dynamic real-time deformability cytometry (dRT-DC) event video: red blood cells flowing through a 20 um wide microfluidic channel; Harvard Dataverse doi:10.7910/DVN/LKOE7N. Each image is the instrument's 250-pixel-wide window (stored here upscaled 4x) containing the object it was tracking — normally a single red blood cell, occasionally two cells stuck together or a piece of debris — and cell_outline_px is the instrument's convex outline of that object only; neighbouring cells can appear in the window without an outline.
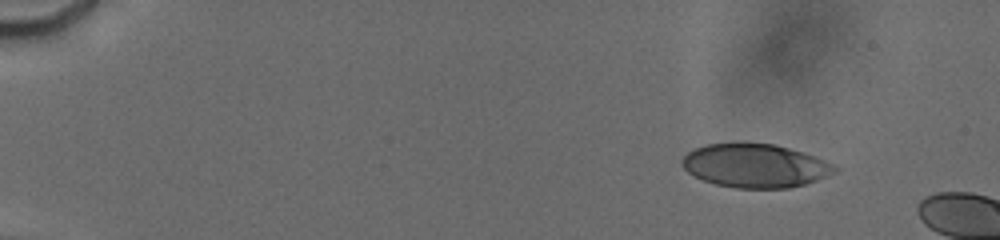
{"species": "human", "species_latin": "Homo sapiens", "temperature_condition": "cold", "stored_images_in_passage": 28, "camera_frame_rate_fps": 3000, "um_per_image_px": 0.085, "donor": {"sex": "male"}, "frame": {"image": 1, "passage_image": 13, "time_ms": 2.0, "image_size_px": [1000, 240], "cell_outline_px": [[840, 168], [836, 172], [816, 180], [804, 184], [788, 188], [736, 188], [716, 184], [704, 180], [688, 172], [680, 164], [680, 160], [688, 152], [704, 144], [776, 144], [804, 152], [816, 156]], "centroid_in_image_um": [64.2, 14.09], "position_along_channel_um": 20.8, "area_um2": 38.55}}